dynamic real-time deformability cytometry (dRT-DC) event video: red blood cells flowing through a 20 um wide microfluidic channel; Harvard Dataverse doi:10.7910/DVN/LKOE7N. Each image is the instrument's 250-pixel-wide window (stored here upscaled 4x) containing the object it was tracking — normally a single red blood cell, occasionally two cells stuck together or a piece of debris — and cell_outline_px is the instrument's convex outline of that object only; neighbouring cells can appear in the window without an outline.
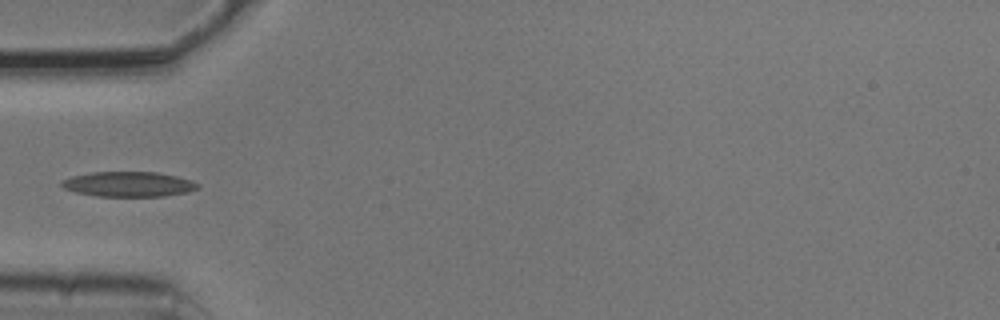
{"species": "common noctule bat (a hibernating species)", "species_latin": "Nyctalus noctula", "temperature_condition": "cold", "stored_images_in_passage": 4, "camera_frame_rate_fps": 3000, "um_per_image_px": 0.085, "animal": {"sex": "male", "body_mass_g": 20.5, "forearm_length_mm": 52.5}, "frame": {"image": 1, "passage_image": 3, "time_ms": 0.667, "image_size_px": [1000, 320], "cell_outline_px": [[200, 188], [188, 192], [164, 196], [96, 196], [76, 192], [64, 188], [60, 184], [60, 180], [72, 176], [92, 172], [156, 172], [176, 176], [192, 180], [200, 184]], "centroid_in_image_um": [10.94, 15.65], "position_along_channel_um": 74.1, "area_um2": 19.94}}
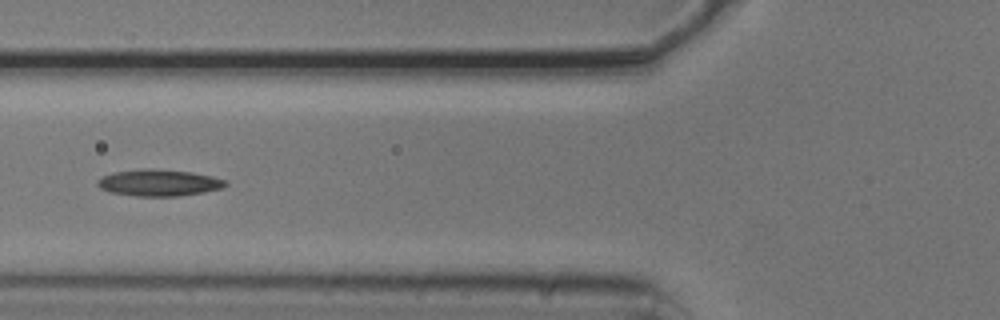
{"frame": {"image": 2, "passage_image": 4, "time_ms": 1.0, "image_size_px": [1000, 320], "cell_outline_px": [[228, 184], [224, 188], [204, 192], [180, 196], [136, 196], [108, 192], [100, 188], [96, 184], [96, 180], [100, 176], [112, 172], [140, 168], [152, 168], [192, 172], [212, 176], [228, 180]], "centroid_in_image_um": [13.49, 15.52], "position_along_channel_um": 112.3, "area_um2": 20.35}}